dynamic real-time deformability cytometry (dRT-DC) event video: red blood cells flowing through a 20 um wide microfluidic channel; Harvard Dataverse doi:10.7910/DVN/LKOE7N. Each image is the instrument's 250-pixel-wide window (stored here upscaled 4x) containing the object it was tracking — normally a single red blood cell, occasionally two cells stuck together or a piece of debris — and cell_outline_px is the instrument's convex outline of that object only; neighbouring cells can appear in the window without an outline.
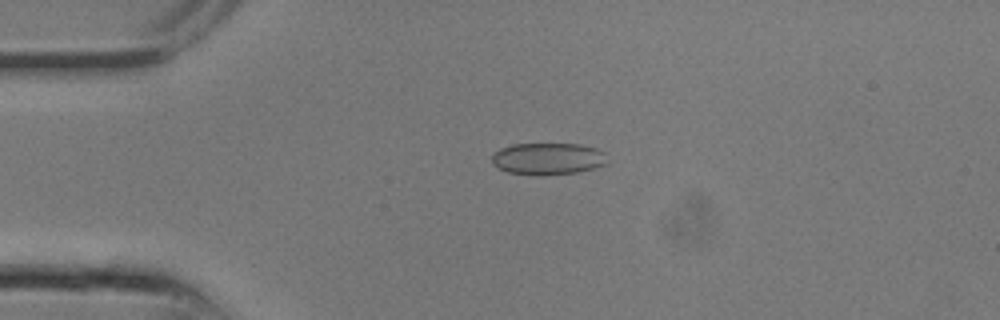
{"species": "common noctule bat (a hibernating species)", "species_latin": "Nyctalus noctula", "temperature_condition": "room temperature", "stored_images_in_passage": 12, "camera_frame_rate_fps": 3000, "um_per_image_px": 0.085, "animal": {"sex": "male", "body_mass_g": 13.3}, "frame": {"image": 1, "passage_image": 6, "time_ms": 1.667, "image_size_px": [1000, 320], "cell_outline_px": [[608, 164], [596, 168], [576, 172], [508, 172], [492, 164], [492, 156], [500, 148], [512, 144], [580, 144], [596, 148], [604, 152]], "centroid_in_image_um": [46.62, 13.44], "position_along_channel_um": 38.4, "area_um2": 20.58}}
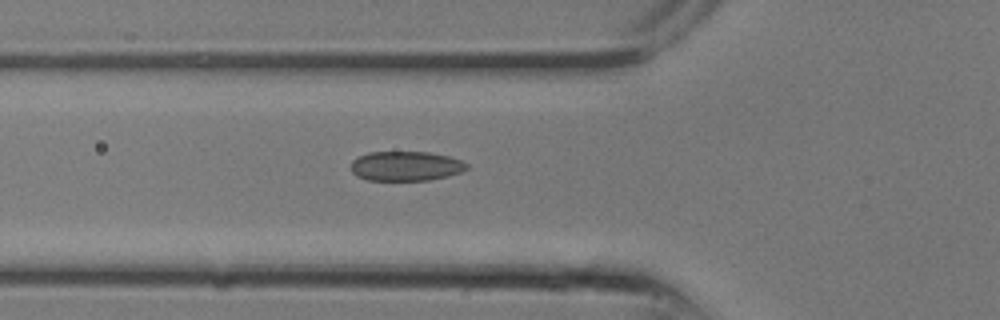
{"frame": {"image": 2, "passage_image": 9, "time_ms": 2.667, "image_size_px": [1000, 320], "cell_outline_px": [[468, 168], [460, 172], [448, 176], [428, 180], [368, 180], [356, 176], [352, 172], [352, 160], [356, 156], [368, 152], [428, 152], [452, 156], [468, 164]], "centroid_in_image_um": [34.49, 14.11], "position_along_channel_um": 91.3, "area_um2": 20.11}}
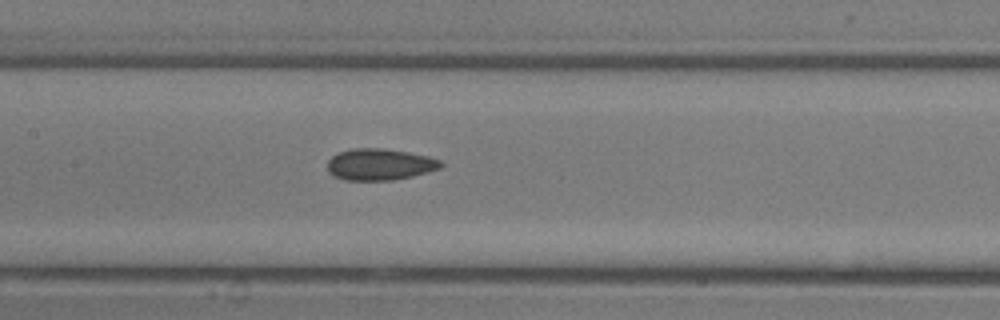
{"frame": {"image": 3, "passage_image": 12, "time_ms": 3.667, "image_size_px": [1000, 320], "cell_outline_px": [[444, 164], [440, 168], [428, 172], [412, 176], [392, 180], [344, 180], [332, 176], [328, 172], [328, 160], [336, 152], [352, 148], [384, 148], [408, 152], [428, 156], [440, 160]], "centroid_in_image_um": [32.25, 13.97], "position_along_channel_um": 175.2, "area_um2": 21.04}}